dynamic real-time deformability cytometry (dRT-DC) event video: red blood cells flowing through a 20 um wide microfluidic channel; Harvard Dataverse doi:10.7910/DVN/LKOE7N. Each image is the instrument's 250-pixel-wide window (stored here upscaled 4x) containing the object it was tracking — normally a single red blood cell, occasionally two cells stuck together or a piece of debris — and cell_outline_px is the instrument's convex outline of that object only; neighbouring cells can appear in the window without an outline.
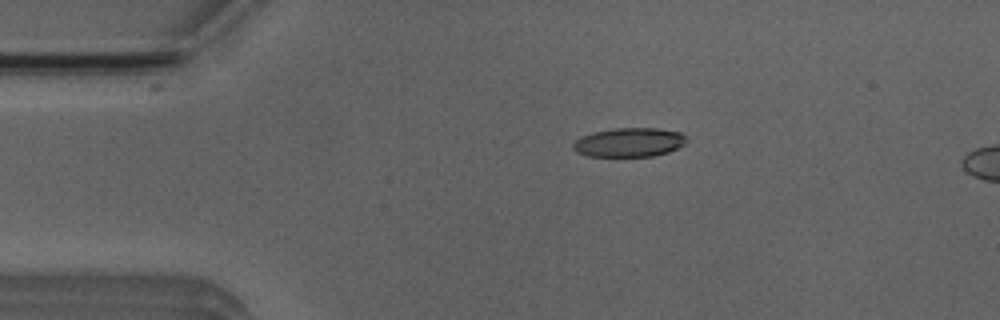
{"species": "Egyptian fruit bat (a non-hibernating species)", "species_latin": "Rousettus aegyptiacus", "temperature_condition": "room temperature", "stored_images_in_passage": 5, "camera_frame_rate_fps": 3000, "um_per_image_px": 0.085, "animal": {"sex": "male"}, "frame": {"image": 1, "passage_image": 3, "time_ms": 2.333, "image_size_px": [1000, 320], "cell_outline_px": [[688, 140], [684, 144], [668, 152], [652, 156], [588, 156], [576, 152], [572, 148], [572, 144], [580, 136], [592, 132], [616, 128], [656, 128], [680, 132], [688, 136]], "centroid_in_image_um": [53.47, 12.09], "position_along_channel_um": 31.5, "area_um2": 19.31}}